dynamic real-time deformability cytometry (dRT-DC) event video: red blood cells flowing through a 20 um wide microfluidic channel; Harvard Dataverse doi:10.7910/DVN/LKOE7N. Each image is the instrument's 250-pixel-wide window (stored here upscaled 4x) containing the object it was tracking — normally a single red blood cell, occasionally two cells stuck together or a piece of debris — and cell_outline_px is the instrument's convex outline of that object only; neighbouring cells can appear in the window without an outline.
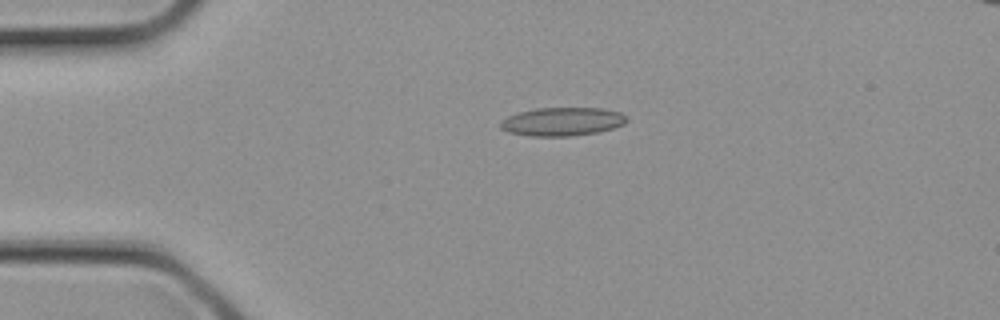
{"species": "common noctule bat (a hibernating species)", "species_latin": "Nyctalus noctula", "temperature_condition": "cold", "stored_images_in_passage": 2, "camera_frame_rate_fps": 3000, "um_per_image_px": 0.085, "animal": {"sex": "female", "body_mass_g": 21.9}, "frame": {"image": 1, "passage_image": 1, "time_ms": 0.0, "image_size_px": [1000, 320], "cell_outline_px": [[628, 120], [624, 124], [612, 128], [596, 132], [572, 136], [532, 136], [508, 132], [500, 128], [500, 120], [508, 116], [520, 112], [536, 108], [604, 108], [620, 112]], "centroid_in_image_um": [47.77, 10.33], "position_along_channel_um": 37.2, "area_um2": 20.87}}